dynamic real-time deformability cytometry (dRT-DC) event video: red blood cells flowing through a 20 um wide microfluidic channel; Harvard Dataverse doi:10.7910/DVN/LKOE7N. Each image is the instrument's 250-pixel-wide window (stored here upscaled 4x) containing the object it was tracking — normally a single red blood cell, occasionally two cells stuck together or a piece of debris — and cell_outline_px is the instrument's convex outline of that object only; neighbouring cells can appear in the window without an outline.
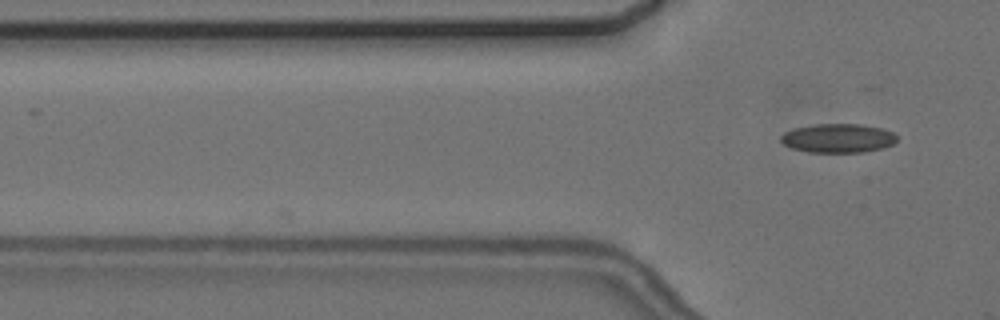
{"species": "common noctule bat (a hibernating species)", "species_latin": "Nyctalus noctula", "temperature_condition": "cold", "stored_images_in_passage": 2, "camera_frame_rate_fps": 3000, "um_per_image_px": 0.085, "animal": {"sex": "female", "body_mass_g": 24.6, "forearm_length_mm": 56.2}, "frame": {"image": 1, "passage_image": 2, "time_ms": 1.0, "image_size_px": [1000, 320], "cell_outline_px": [[896, 140], [892, 144], [884, 148], [864, 152], [808, 152], [792, 148], [784, 144], [780, 140], [780, 136], [784, 132], [792, 128], [812, 124], [860, 124], [880, 128], [892, 132], [896, 136]], "centroid_in_image_um": [71.19, 11.74], "position_along_channel_um": 54.6, "area_um2": 19.65}}